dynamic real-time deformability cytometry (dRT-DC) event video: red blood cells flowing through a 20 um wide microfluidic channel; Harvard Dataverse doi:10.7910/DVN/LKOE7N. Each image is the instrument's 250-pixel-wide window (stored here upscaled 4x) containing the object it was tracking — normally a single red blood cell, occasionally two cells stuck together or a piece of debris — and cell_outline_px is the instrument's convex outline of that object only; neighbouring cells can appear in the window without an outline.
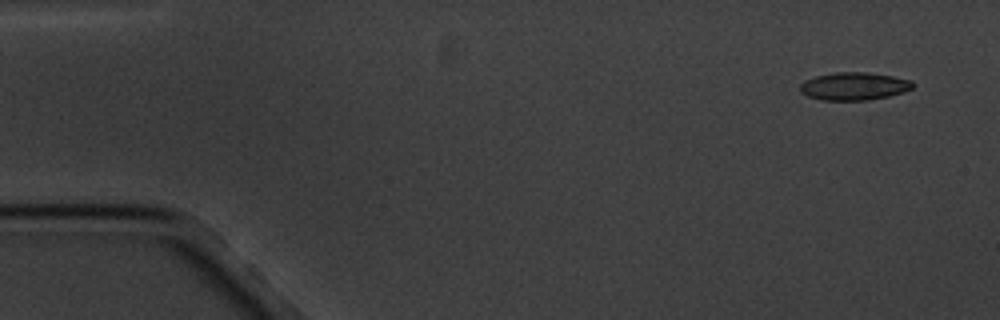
{"species": "common noctule bat (a hibernating species)", "species_latin": "Nyctalus noctula", "temperature_condition": "cold", "stored_images_in_passage": 5, "camera_frame_rate_fps": 3000, "um_per_image_px": 0.085, "animal": {"sex": "male", "body_mass_g": 20.1, "forearm_length_mm": 53.5}, "frame": {"image": 1, "passage_image": 1, "time_ms": 0.0, "image_size_px": [1000, 320], "cell_outline_px": [[916, 84], [912, 88], [904, 92], [888, 96], [868, 100], [820, 100], [808, 96], [800, 92], [800, 84], [804, 80], [816, 76], [836, 72], [868, 72], [892, 76], [912, 80]], "centroid_in_image_um": [72.6, 7.32], "position_along_channel_um": 12.4, "area_um2": 18.38}}
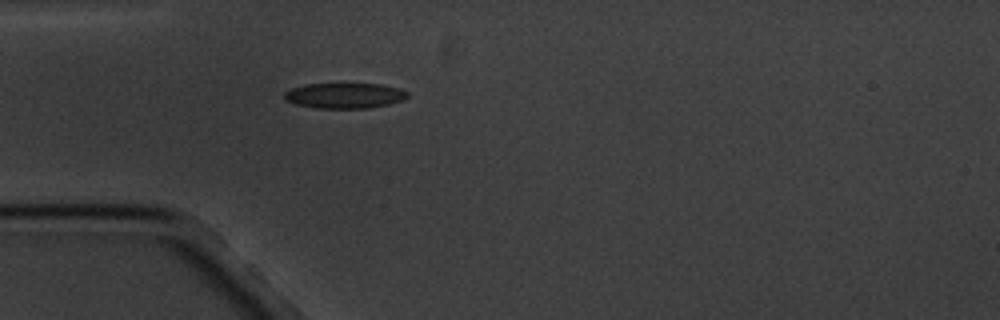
{"frame": {"image": 2, "passage_image": 5, "time_ms": 4.333, "image_size_px": [1000, 320], "cell_outline_px": [[408, 96], [404, 100], [388, 104], [368, 108], [316, 108], [296, 104], [284, 100], [284, 92], [292, 88], [304, 84], [380, 84], [396, 88], [408, 92]], "centroid_in_image_um": [29.26, 8.13], "position_along_channel_um": 55.7, "area_um2": 18.15}}